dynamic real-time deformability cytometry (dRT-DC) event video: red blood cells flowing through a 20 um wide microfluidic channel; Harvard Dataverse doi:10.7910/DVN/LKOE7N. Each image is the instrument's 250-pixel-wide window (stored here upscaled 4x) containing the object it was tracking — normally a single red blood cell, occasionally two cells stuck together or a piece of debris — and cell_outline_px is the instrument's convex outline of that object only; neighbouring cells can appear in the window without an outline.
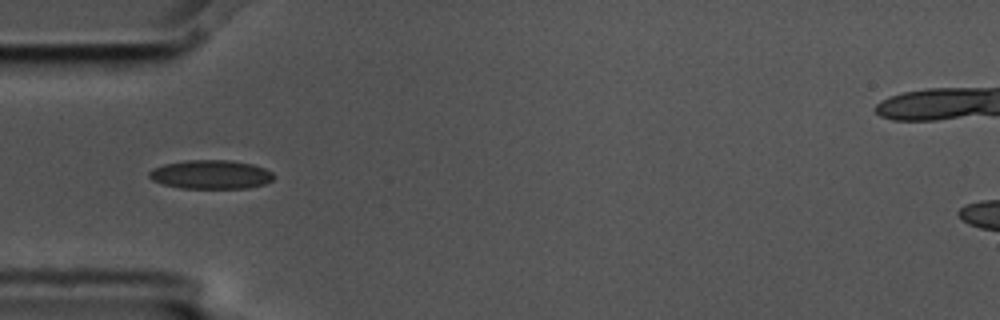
{"species": "common noctule bat (a hibernating species)", "species_latin": "Nyctalus noctula", "temperature_condition": "cold", "stored_images_in_passage": 1, "camera_frame_rate_fps": 3000, "um_per_image_px": 0.085, "animal": {"sex": "male", "body_mass_g": 17.5, "forearm_length_mm": 52.3}, "frame": {"image": 1, "passage_image": 1, "time_ms": 0.0, "image_size_px": [1000, 320], "cell_outline_px": [[272, 180], [264, 184], [248, 188], [180, 188], [164, 184], [152, 180], [148, 176], [148, 172], [152, 168], [164, 164], [184, 160], [228, 160], [252, 164], [264, 168], [272, 172]], "centroid_in_image_um": [17.88, 14.83], "position_along_channel_um": 67.1, "area_um2": 20.92}}